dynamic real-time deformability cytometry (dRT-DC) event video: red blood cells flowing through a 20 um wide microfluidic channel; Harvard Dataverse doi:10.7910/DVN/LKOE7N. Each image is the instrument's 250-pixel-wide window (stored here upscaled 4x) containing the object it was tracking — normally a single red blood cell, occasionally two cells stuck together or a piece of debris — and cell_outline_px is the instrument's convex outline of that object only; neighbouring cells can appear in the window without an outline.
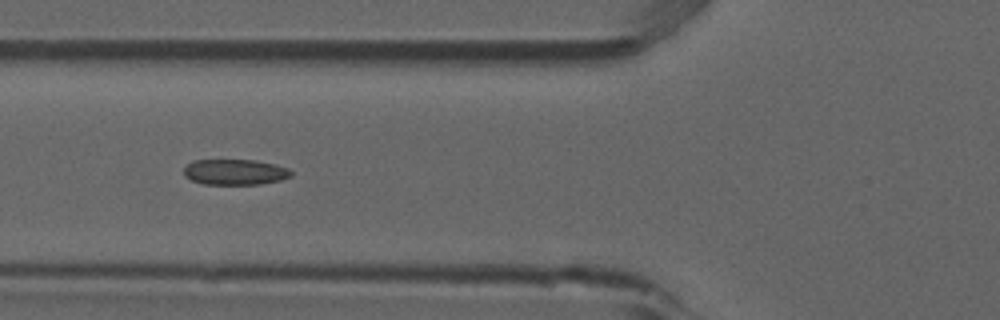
{"species": "common noctule bat (a hibernating species)", "species_latin": "Nyctalus noctula", "temperature_condition": "room temperature", "stored_images_in_passage": 36, "camera_frame_rate_fps": 3000, "um_per_image_px": 0.085, "animal": {"sex": "male", "forearm_length_mm": 52.5}, "frame": {"image": 1, "passage_image": 10, "time_ms": 3.0, "image_size_px": [1000, 320], "cell_outline_px": [[292, 176], [280, 180], [260, 184], [204, 184], [192, 180], [184, 176], [184, 168], [192, 160], [256, 160], [276, 164], [288, 168], [292, 172]], "centroid_in_image_um": [19.99, 14.62], "position_along_channel_um": 105.8, "area_um2": 16.07}, "authors_computed_cell_mechanics": {"area_um2": 16.7331, "velocity_mm_per_s": 3.8737, "shape_relaxation_time_tau1_ms": null, "shape_relaxation_time_tau2_ms": 2.2742, "deformation_change_tau1": null, "deformation_change_tau2": 0.0846}}